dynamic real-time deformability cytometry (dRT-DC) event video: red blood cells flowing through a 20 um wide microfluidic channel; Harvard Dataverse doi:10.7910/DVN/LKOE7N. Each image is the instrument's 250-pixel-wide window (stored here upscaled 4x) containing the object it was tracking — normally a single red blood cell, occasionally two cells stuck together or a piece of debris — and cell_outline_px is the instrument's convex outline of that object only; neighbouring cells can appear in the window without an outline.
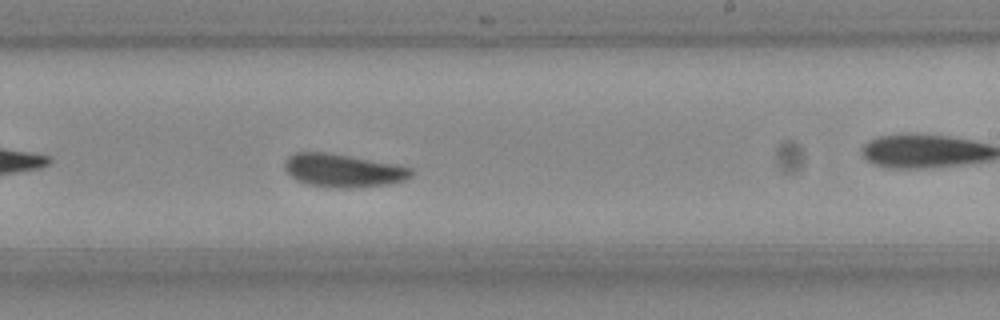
{"species": "Egyptian fruit bat (a non-hibernating species)", "species_latin": "Rousettus aegyptiacus", "temperature_condition": "room temperature", "stored_images_in_passage": 54, "camera_frame_rate_fps": 3000, "um_per_image_px": 0.085, "frame": {"image": 1, "passage_image": 31, "time_ms": 10.0, "image_size_px": [1000, 320], "cell_outline_px": [[412, 176], [404, 180], [388, 184], [352, 188], [336, 188], [304, 184], [296, 180], [284, 168], [284, 160], [288, 156], [296, 152], [324, 152], [348, 156], [392, 164], [412, 168]], "centroid_in_image_um": [29.11, 14.5], "position_along_channel_um": 259.9, "area_um2": 24.28}, "authors_computed_cell_mechanics": {"area_um2": 24.0448, "velocity_mm_per_s": 3.6939, "shape_relaxation_time_tau1_ms": 4.4825, "shape_relaxation_time_tau2_ms": 11.1736, "deformation_change_tau1": 0.1073, "deformation_change_tau2": 0.1238}}